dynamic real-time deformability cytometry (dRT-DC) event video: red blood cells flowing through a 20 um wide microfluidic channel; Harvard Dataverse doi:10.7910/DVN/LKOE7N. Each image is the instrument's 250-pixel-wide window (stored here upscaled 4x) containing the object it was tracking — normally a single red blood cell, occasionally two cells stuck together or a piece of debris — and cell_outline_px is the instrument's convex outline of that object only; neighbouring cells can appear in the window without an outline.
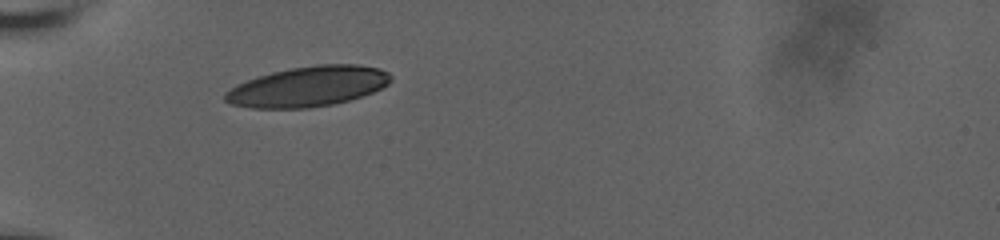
{"species": "human", "species_latin": "Homo sapiens", "temperature_condition": "room temperature", "stored_images_in_passage": 32, "camera_frame_rate_fps": 3000, "um_per_image_px": 0.085, "donor": {"sex": "male"}, "frame": {"image": 1, "passage_image": 1, "time_ms": 0.0, "image_size_px": [1000, 240], "cell_outline_px": [[392, 80], [388, 84], [372, 92], [348, 100], [332, 104], [308, 108], [252, 108], [232, 104], [224, 100], [224, 92], [236, 84], [272, 72], [292, 68], [316, 64], [356, 64], [380, 68], [388, 72], [392, 76]], "centroid_in_image_um": [26.18, 7.35], "position_along_channel_um": 58.8, "area_um2": 38.67}}
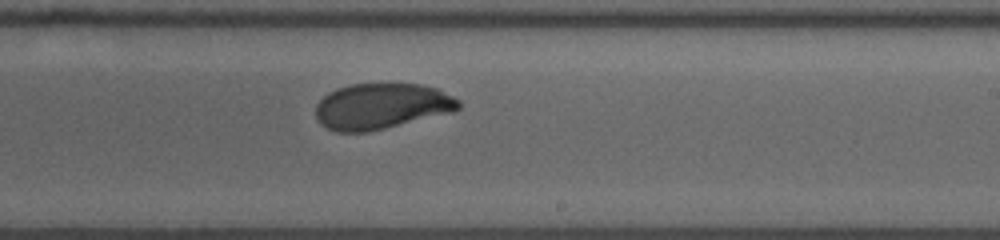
{"frame": {"image": 2, "passage_image": 18, "time_ms": 5.667, "image_size_px": [1000, 240], "cell_outline_px": [[460, 108], [452, 112], [368, 132], [336, 132], [320, 124], [316, 116], [316, 104], [328, 92], [336, 88], [352, 84], [420, 84], [436, 88], [460, 100]], "centroid_in_image_um": [32.4, 9.03], "position_along_channel_um": 256.6, "area_um2": 38.03}}
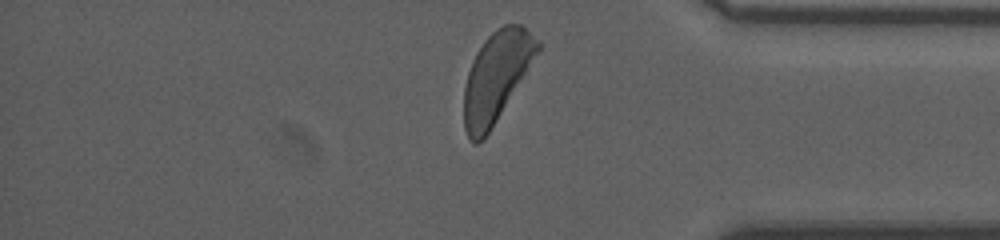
{"frame": {"image": 3, "passage_image": 31, "time_ms": 9.667, "image_size_px": [1000, 240], "cell_outline_px": [[540, 48], [488, 132], [476, 144], [472, 144], [464, 128], [464, 88], [468, 72], [472, 60], [476, 52], [484, 40], [496, 28], [504, 24], [520, 24], [540, 40]], "centroid_in_image_um": [42.15, 6.47], "position_along_channel_um": 393.0, "area_um2": 37.45}, "authors_computed_cell_mechanics": {"area_um2": 38.9572, "velocity_mm_per_s": 3.7388, "shape_relaxation_time_tau1_ms": 2.8293, "shape_relaxation_time_tau2_ms": null, "deformation_change_tau1": 0.1467, "deformation_change_tau2": null}}